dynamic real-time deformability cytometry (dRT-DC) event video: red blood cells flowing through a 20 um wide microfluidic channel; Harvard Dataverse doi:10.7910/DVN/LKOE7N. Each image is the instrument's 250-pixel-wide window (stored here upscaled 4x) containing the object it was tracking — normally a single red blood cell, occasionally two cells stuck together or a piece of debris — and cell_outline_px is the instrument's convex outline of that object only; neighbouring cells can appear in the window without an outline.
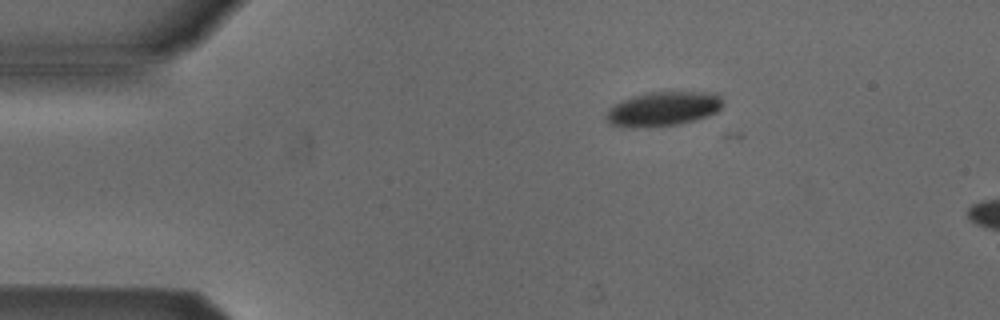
{"species": "Egyptian fruit bat (a non-hibernating species)", "species_latin": "Rousettus aegyptiacus", "temperature_condition": "cold", "stored_images_in_passage": 2, "camera_frame_rate_fps": 3000, "um_per_image_px": 0.085, "animal": {"sex": "male"}, "frame": {"image": 1, "passage_image": 1, "time_ms": 0.0, "image_size_px": [1000, 320], "cell_outline_px": [[724, 104], [716, 112], [708, 116], [680, 124], [632, 128], [628, 128], [608, 124], [604, 116], [608, 108], [620, 100], [632, 96], [648, 92], [704, 92], [720, 96]], "centroid_in_image_um": [56.29, 9.26], "position_along_channel_um": 28.7, "area_um2": 23.58}}